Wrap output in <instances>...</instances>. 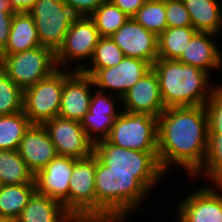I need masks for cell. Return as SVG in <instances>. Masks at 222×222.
<instances>
[{"instance_id": "cell-1", "label": "cell", "mask_w": 222, "mask_h": 222, "mask_svg": "<svg viewBox=\"0 0 222 222\" xmlns=\"http://www.w3.org/2000/svg\"><path fill=\"white\" fill-rule=\"evenodd\" d=\"M158 160L166 173L172 164L191 178L203 165L208 141L204 106L170 107L158 117Z\"/></svg>"}, {"instance_id": "cell-2", "label": "cell", "mask_w": 222, "mask_h": 222, "mask_svg": "<svg viewBox=\"0 0 222 222\" xmlns=\"http://www.w3.org/2000/svg\"><path fill=\"white\" fill-rule=\"evenodd\" d=\"M95 192L96 222H122L149 195L135 173L112 172L97 157Z\"/></svg>"}, {"instance_id": "cell-3", "label": "cell", "mask_w": 222, "mask_h": 222, "mask_svg": "<svg viewBox=\"0 0 222 222\" xmlns=\"http://www.w3.org/2000/svg\"><path fill=\"white\" fill-rule=\"evenodd\" d=\"M152 69L157 74L165 108L204 106L218 86L210 85L211 77L206 71L178 60L158 58Z\"/></svg>"}, {"instance_id": "cell-4", "label": "cell", "mask_w": 222, "mask_h": 222, "mask_svg": "<svg viewBox=\"0 0 222 222\" xmlns=\"http://www.w3.org/2000/svg\"><path fill=\"white\" fill-rule=\"evenodd\" d=\"M93 154L112 172L135 173V179L148 192L166 174L160 166L158 152L121 148L106 139L94 144Z\"/></svg>"}, {"instance_id": "cell-5", "label": "cell", "mask_w": 222, "mask_h": 222, "mask_svg": "<svg viewBox=\"0 0 222 222\" xmlns=\"http://www.w3.org/2000/svg\"><path fill=\"white\" fill-rule=\"evenodd\" d=\"M158 118L148 113L121 111L107 140L121 148L158 152Z\"/></svg>"}, {"instance_id": "cell-6", "label": "cell", "mask_w": 222, "mask_h": 222, "mask_svg": "<svg viewBox=\"0 0 222 222\" xmlns=\"http://www.w3.org/2000/svg\"><path fill=\"white\" fill-rule=\"evenodd\" d=\"M1 69L24 91L58 69L56 53L48 47L38 46L12 55H2Z\"/></svg>"}, {"instance_id": "cell-7", "label": "cell", "mask_w": 222, "mask_h": 222, "mask_svg": "<svg viewBox=\"0 0 222 222\" xmlns=\"http://www.w3.org/2000/svg\"><path fill=\"white\" fill-rule=\"evenodd\" d=\"M28 13L36 24L41 46L55 53L63 45L69 27L78 18L63 0H38Z\"/></svg>"}, {"instance_id": "cell-8", "label": "cell", "mask_w": 222, "mask_h": 222, "mask_svg": "<svg viewBox=\"0 0 222 222\" xmlns=\"http://www.w3.org/2000/svg\"><path fill=\"white\" fill-rule=\"evenodd\" d=\"M63 88L64 69L58 68L24 90L23 111L32 124H43L58 116Z\"/></svg>"}, {"instance_id": "cell-9", "label": "cell", "mask_w": 222, "mask_h": 222, "mask_svg": "<svg viewBox=\"0 0 222 222\" xmlns=\"http://www.w3.org/2000/svg\"><path fill=\"white\" fill-rule=\"evenodd\" d=\"M96 156L78 159L69 182V213L78 222H96Z\"/></svg>"}, {"instance_id": "cell-10", "label": "cell", "mask_w": 222, "mask_h": 222, "mask_svg": "<svg viewBox=\"0 0 222 222\" xmlns=\"http://www.w3.org/2000/svg\"><path fill=\"white\" fill-rule=\"evenodd\" d=\"M101 38L94 21L90 17H78L69 27L63 45L56 52L58 68L68 67L76 62L74 71H82L86 60L92 59L95 46ZM85 61V62H84Z\"/></svg>"}, {"instance_id": "cell-11", "label": "cell", "mask_w": 222, "mask_h": 222, "mask_svg": "<svg viewBox=\"0 0 222 222\" xmlns=\"http://www.w3.org/2000/svg\"><path fill=\"white\" fill-rule=\"evenodd\" d=\"M43 125L59 156L84 159L93 154L94 144L88 139L80 121L57 116Z\"/></svg>"}, {"instance_id": "cell-12", "label": "cell", "mask_w": 222, "mask_h": 222, "mask_svg": "<svg viewBox=\"0 0 222 222\" xmlns=\"http://www.w3.org/2000/svg\"><path fill=\"white\" fill-rule=\"evenodd\" d=\"M151 69L152 66L147 61L124 57L118 65L98 69L91 78L97 90L115 92L113 94H116V99H118V103L121 105V98L126 91L134 86Z\"/></svg>"}, {"instance_id": "cell-13", "label": "cell", "mask_w": 222, "mask_h": 222, "mask_svg": "<svg viewBox=\"0 0 222 222\" xmlns=\"http://www.w3.org/2000/svg\"><path fill=\"white\" fill-rule=\"evenodd\" d=\"M217 187V188H216ZM222 184L199 187L180 200L176 207L178 222H222Z\"/></svg>"}, {"instance_id": "cell-14", "label": "cell", "mask_w": 222, "mask_h": 222, "mask_svg": "<svg viewBox=\"0 0 222 222\" xmlns=\"http://www.w3.org/2000/svg\"><path fill=\"white\" fill-rule=\"evenodd\" d=\"M77 158L57 156L35 176L36 191L59 201L69 212V182Z\"/></svg>"}, {"instance_id": "cell-15", "label": "cell", "mask_w": 222, "mask_h": 222, "mask_svg": "<svg viewBox=\"0 0 222 222\" xmlns=\"http://www.w3.org/2000/svg\"><path fill=\"white\" fill-rule=\"evenodd\" d=\"M94 87L91 76L82 71H70L69 68L68 70L65 68L64 88L58 116L81 121L89 110Z\"/></svg>"}, {"instance_id": "cell-16", "label": "cell", "mask_w": 222, "mask_h": 222, "mask_svg": "<svg viewBox=\"0 0 222 222\" xmlns=\"http://www.w3.org/2000/svg\"><path fill=\"white\" fill-rule=\"evenodd\" d=\"M125 57L147 61L151 66L158 59V36L129 18L112 36Z\"/></svg>"}, {"instance_id": "cell-17", "label": "cell", "mask_w": 222, "mask_h": 222, "mask_svg": "<svg viewBox=\"0 0 222 222\" xmlns=\"http://www.w3.org/2000/svg\"><path fill=\"white\" fill-rule=\"evenodd\" d=\"M119 107L125 112L148 113L157 118L162 114L166 108L161 98L159 80L153 69L126 91Z\"/></svg>"}, {"instance_id": "cell-18", "label": "cell", "mask_w": 222, "mask_h": 222, "mask_svg": "<svg viewBox=\"0 0 222 222\" xmlns=\"http://www.w3.org/2000/svg\"><path fill=\"white\" fill-rule=\"evenodd\" d=\"M19 155L34 176L58 156L43 124H31L18 148Z\"/></svg>"}, {"instance_id": "cell-19", "label": "cell", "mask_w": 222, "mask_h": 222, "mask_svg": "<svg viewBox=\"0 0 222 222\" xmlns=\"http://www.w3.org/2000/svg\"><path fill=\"white\" fill-rule=\"evenodd\" d=\"M216 35L211 32L197 31L178 61L204 70L209 75L212 74L211 69L222 68V52L213 39Z\"/></svg>"}, {"instance_id": "cell-20", "label": "cell", "mask_w": 222, "mask_h": 222, "mask_svg": "<svg viewBox=\"0 0 222 222\" xmlns=\"http://www.w3.org/2000/svg\"><path fill=\"white\" fill-rule=\"evenodd\" d=\"M18 222H78L59 202L35 191Z\"/></svg>"}, {"instance_id": "cell-21", "label": "cell", "mask_w": 222, "mask_h": 222, "mask_svg": "<svg viewBox=\"0 0 222 222\" xmlns=\"http://www.w3.org/2000/svg\"><path fill=\"white\" fill-rule=\"evenodd\" d=\"M41 46L36 24L28 12L15 13L11 22L9 39L1 50L2 55H12Z\"/></svg>"}, {"instance_id": "cell-22", "label": "cell", "mask_w": 222, "mask_h": 222, "mask_svg": "<svg viewBox=\"0 0 222 222\" xmlns=\"http://www.w3.org/2000/svg\"><path fill=\"white\" fill-rule=\"evenodd\" d=\"M196 31L219 35L222 31V5L217 0H182Z\"/></svg>"}, {"instance_id": "cell-23", "label": "cell", "mask_w": 222, "mask_h": 222, "mask_svg": "<svg viewBox=\"0 0 222 222\" xmlns=\"http://www.w3.org/2000/svg\"><path fill=\"white\" fill-rule=\"evenodd\" d=\"M0 180L3 185L35 184L34 174L18 150H0Z\"/></svg>"}, {"instance_id": "cell-24", "label": "cell", "mask_w": 222, "mask_h": 222, "mask_svg": "<svg viewBox=\"0 0 222 222\" xmlns=\"http://www.w3.org/2000/svg\"><path fill=\"white\" fill-rule=\"evenodd\" d=\"M196 32L192 26L166 28L158 36V58L178 60Z\"/></svg>"}, {"instance_id": "cell-25", "label": "cell", "mask_w": 222, "mask_h": 222, "mask_svg": "<svg viewBox=\"0 0 222 222\" xmlns=\"http://www.w3.org/2000/svg\"><path fill=\"white\" fill-rule=\"evenodd\" d=\"M35 191V184L3 185L0 189V217L18 219Z\"/></svg>"}, {"instance_id": "cell-26", "label": "cell", "mask_w": 222, "mask_h": 222, "mask_svg": "<svg viewBox=\"0 0 222 222\" xmlns=\"http://www.w3.org/2000/svg\"><path fill=\"white\" fill-rule=\"evenodd\" d=\"M31 124L24 111L0 116V150H18Z\"/></svg>"}, {"instance_id": "cell-27", "label": "cell", "mask_w": 222, "mask_h": 222, "mask_svg": "<svg viewBox=\"0 0 222 222\" xmlns=\"http://www.w3.org/2000/svg\"><path fill=\"white\" fill-rule=\"evenodd\" d=\"M124 57L123 51L111 37H101L89 62L91 66L87 64L88 66H85L82 72L92 76L98 69L118 65Z\"/></svg>"}, {"instance_id": "cell-28", "label": "cell", "mask_w": 222, "mask_h": 222, "mask_svg": "<svg viewBox=\"0 0 222 222\" xmlns=\"http://www.w3.org/2000/svg\"><path fill=\"white\" fill-rule=\"evenodd\" d=\"M101 37L112 36L130 17L110 0H105L90 16Z\"/></svg>"}, {"instance_id": "cell-29", "label": "cell", "mask_w": 222, "mask_h": 222, "mask_svg": "<svg viewBox=\"0 0 222 222\" xmlns=\"http://www.w3.org/2000/svg\"><path fill=\"white\" fill-rule=\"evenodd\" d=\"M205 175L215 184H222V134H208L206 155L202 167L192 176Z\"/></svg>"}, {"instance_id": "cell-30", "label": "cell", "mask_w": 222, "mask_h": 222, "mask_svg": "<svg viewBox=\"0 0 222 222\" xmlns=\"http://www.w3.org/2000/svg\"><path fill=\"white\" fill-rule=\"evenodd\" d=\"M165 0H146L133 17L146 30L159 36L166 28Z\"/></svg>"}, {"instance_id": "cell-31", "label": "cell", "mask_w": 222, "mask_h": 222, "mask_svg": "<svg viewBox=\"0 0 222 222\" xmlns=\"http://www.w3.org/2000/svg\"><path fill=\"white\" fill-rule=\"evenodd\" d=\"M24 91L0 68V116L23 111Z\"/></svg>"}, {"instance_id": "cell-32", "label": "cell", "mask_w": 222, "mask_h": 222, "mask_svg": "<svg viewBox=\"0 0 222 222\" xmlns=\"http://www.w3.org/2000/svg\"><path fill=\"white\" fill-rule=\"evenodd\" d=\"M118 116L87 112L80 123L88 139L95 144L108 138Z\"/></svg>"}, {"instance_id": "cell-33", "label": "cell", "mask_w": 222, "mask_h": 222, "mask_svg": "<svg viewBox=\"0 0 222 222\" xmlns=\"http://www.w3.org/2000/svg\"><path fill=\"white\" fill-rule=\"evenodd\" d=\"M220 85L218 84L204 105L208 118V134H222V84Z\"/></svg>"}, {"instance_id": "cell-34", "label": "cell", "mask_w": 222, "mask_h": 222, "mask_svg": "<svg viewBox=\"0 0 222 222\" xmlns=\"http://www.w3.org/2000/svg\"><path fill=\"white\" fill-rule=\"evenodd\" d=\"M167 28L192 26L190 14L182 0H165Z\"/></svg>"}, {"instance_id": "cell-35", "label": "cell", "mask_w": 222, "mask_h": 222, "mask_svg": "<svg viewBox=\"0 0 222 222\" xmlns=\"http://www.w3.org/2000/svg\"><path fill=\"white\" fill-rule=\"evenodd\" d=\"M93 93L88 110L89 113H100L105 115H119L121 113V108H119L120 110L116 108L118 104H115L116 102L112 92L110 95L109 92H102L96 89Z\"/></svg>"}, {"instance_id": "cell-36", "label": "cell", "mask_w": 222, "mask_h": 222, "mask_svg": "<svg viewBox=\"0 0 222 222\" xmlns=\"http://www.w3.org/2000/svg\"><path fill=\"white\" fill-rule=\"evenodd\" d=\"M15 13L10 0H0V50L8 42L11 22Z\"/></svg>"}, {"instance_id": "cell-37", "label": "cell", "mask_w": 222, "mask_h": 222, "mask_svg": "<svg viewBox=\"0 0 222 222\" xmlns=\"http://www.w3.org/2000/svg\"><path fill=\"white\" fill-rule=\"evenodd\" d=\"M105 0H63L78 17H90Z\"/></svg>"}, {"instance_id": "cell-38", "label": "cell", "mask_w": 222, "mask_h": 222, "mask_svg": "<svg viewBox=\"0 0 222 222\" xmlns=\"http://www.w3.org/2000/svg\"><path fill=\"white\" fill-rule=\"evenodd\" d=\"M120 8L127 16L133 18L146 0H110Z\"/></svg>"}, {"instance_id": "cell-39", "label": "cell", "mask_w": 222, "mask_h": 222, "mask_svg": "<svg viewBox=\"0 0 222 222\" xmlns=\"http://www.w3.org/2000/svg\"><path fill=\"white\" fill-rule=\"evenodd\" d=\"M38 0H10L11 6L16 13L29 12Z\"/></svg>"}, {"instance_id": "cell-40", "label": "cell", "mask_w": 222, "mask_h": 222, "mask_svg": "<svg viewBox=\"0 0 222 222\" xmlns=\"http://www.w3.org/2000/svg\"><path fill=\"white\" fill-rule=\"evenodd\" d=\"M0 222H18V219L7 218V217H0Z\"/></svg>"}, {"instance_id": "cell-41", "label": "cell", "mask_w": 222, "mask_h": 222, "mask_svg": "<svg viewBox=\"0 0 222 222\" xmlns=\"http://www.w3.org/2000/svg\"><path fill=\"white\" fill-rule=\"evenodd\" d=\"M1 65H2V54H1V50H0V68H1Z\"/></svg>"}, {"instance_id": "cell-42", "label": "cell", "mask_w": 222, "mask_h": 222, "mask_svg": "<svg viewBox=\"0 0 222 222\" xmlns=\"http://www.w3.org/2000/svg\"><path fill=\"white\" fill-rule=\"evenodd\" d=\"M2 186H3V184H2V182H1V180H0V189L2 188Z\"/></svg>"}]
</instances>
